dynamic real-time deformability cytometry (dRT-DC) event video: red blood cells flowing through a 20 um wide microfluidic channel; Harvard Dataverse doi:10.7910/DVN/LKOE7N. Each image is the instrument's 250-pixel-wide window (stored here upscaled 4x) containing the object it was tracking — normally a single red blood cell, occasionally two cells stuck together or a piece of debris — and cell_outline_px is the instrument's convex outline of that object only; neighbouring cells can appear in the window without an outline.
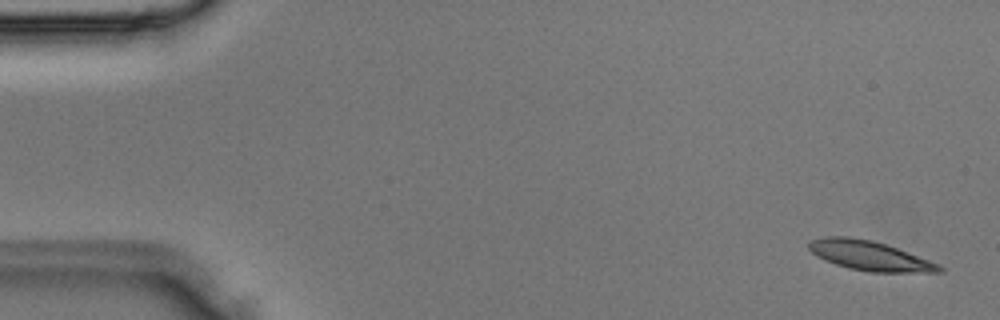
{"species": "Egyptian fruit bat (a non-hibernating species)", "species_latin": "Rousettus aegyptiacus", "temperature_condition": "room temperature", "stored_images_in_passage": 3, "camera_frame_rate_fps": 3000, "um_per_image_px": 0.085, "animal": {"sex": "male"}, "frame": {"image": 1, "passage_image": 1, "time_ms": 0.0, "image_size_px": [1000, 320], "cell_outline_px": [[944, 272], [872, 272], [848, 268], [824, 260], [816, 256], [808, 248], [808, 244], [812, 240], [824, 236], [848, 236], [872, 240], [896, 248], [940, 264], [944, 268]], "centroid_in_image_um": [73.91, 21.73], "position_along_channel_um": 11.1, "area_um2": 22.37}}